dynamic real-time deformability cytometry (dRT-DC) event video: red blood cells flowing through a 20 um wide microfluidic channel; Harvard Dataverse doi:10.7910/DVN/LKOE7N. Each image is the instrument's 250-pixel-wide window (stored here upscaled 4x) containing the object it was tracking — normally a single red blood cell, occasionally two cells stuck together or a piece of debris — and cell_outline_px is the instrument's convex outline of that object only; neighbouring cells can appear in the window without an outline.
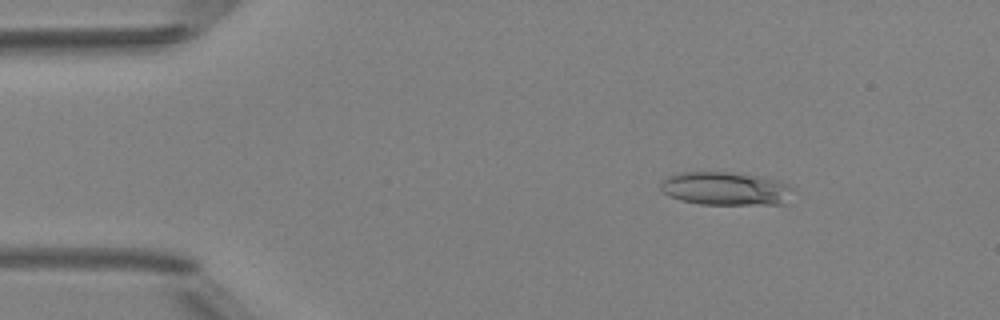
{"species": "Egyptian fruit bat (a non-hibernating species)", "species_latin": "Rousettus aegyptiacus", "temperature_condition": "room temperature", "stored_images_in_passage": 5, "camera_frame_rate_fps": 3000, "um_per_image_px": 0.085, "animal": {"sex": "female"}, "frame": {"image": 1, "passage_image": 3, "time_ms": 2.333, "image_size_px": [1000, 320], "cell_outline_px": [[792, 188], [784, 204], [700, 204], [680, 200], [668, 196], [660, 188], [660, 180], [668, 176], [680, 172], [728, 172], [756, 176], [776, 180], [788, 184]], "centroid_in_image_um": [61.59, 16.03], "position_along_channel_um": 23.4, "area_um2": 25.49}}